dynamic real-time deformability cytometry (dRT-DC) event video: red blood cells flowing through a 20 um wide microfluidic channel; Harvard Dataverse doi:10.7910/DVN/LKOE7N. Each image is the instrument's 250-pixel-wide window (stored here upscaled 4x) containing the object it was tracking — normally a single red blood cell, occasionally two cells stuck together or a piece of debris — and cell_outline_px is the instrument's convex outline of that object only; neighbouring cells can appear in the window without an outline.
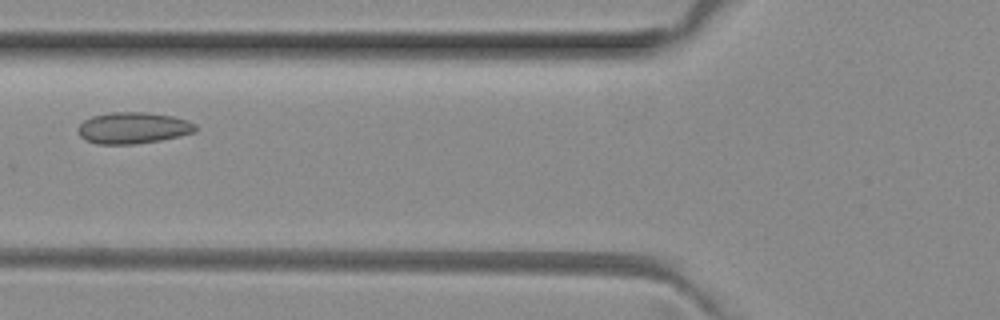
{"species": "common noctule bat (a hibernating species)", "species_latin": "Nyctalus noctula", "temperature_condition": "room temperature", "stored_images_in_passage": 6, "camera_frame_rate_fps": 3000, "um_per_image_px": 0.085, "animal": {"sex": "female", "body_mass_g": 29.2, "forearm_length_mm": 56.3}, "frame": {"image": 1, "passage_image": 6, "time_ms": 1.667, "image_size_px": [1000, 320], "cell_outline_px": [[196, 132], [180, 136], [160, 140], [136, 144], [96, 144], [84, 140], [80, 136], [76, 128], [84, 120], [92, 116], [112, 112], [148, 112], [172, 116], [188, 120], [196, 124]], "centroid_in_image_um": [11.3, 10.88], "position_along_channel_um": 114.5, "area_um2": 21.73}}